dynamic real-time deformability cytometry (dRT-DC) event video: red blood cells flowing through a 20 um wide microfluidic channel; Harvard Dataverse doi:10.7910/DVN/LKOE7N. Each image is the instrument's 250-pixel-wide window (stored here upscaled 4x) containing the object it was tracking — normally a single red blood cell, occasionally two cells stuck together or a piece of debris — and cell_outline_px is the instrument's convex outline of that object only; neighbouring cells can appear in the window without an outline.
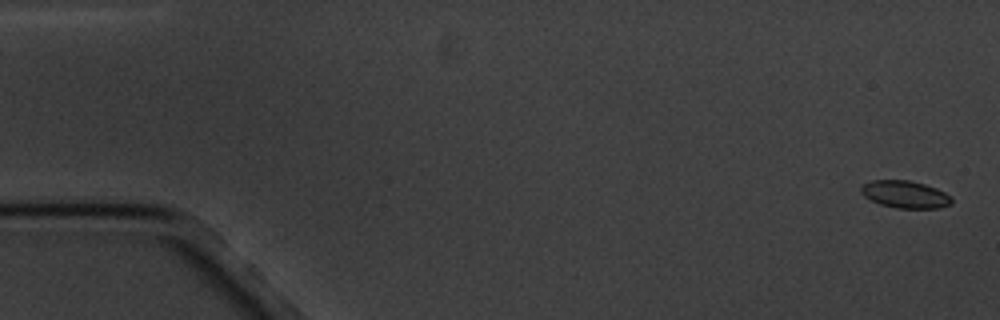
{"species": "common noctule bat (a hibernating species)", "species_latin": "Nyctalus noctula", "temperature_condition": "cold", "stored_images_in_passage": 5, "camera_frame_rate_fps": 3000, "um_per_image_px": 0.085, "animal": {"sex": "male", "body_mass_g": 20.1, "forearm_length_mm": 53.5}, "frame": {"image": 1, "passage_image": 1, "time_ms": 0.0, "image_size_px": [1000, 320], "cell_outline_px": [[952, 204], [940, 208], [896, 208], [880, 204], [864, 196], [860, 192], [860, 188], [864, 184], [872, 180], [908, 180], [924, 184], [936, 188], [952, 196]], "centroid_in_image_um": [76.95, 16.52], "position_along_channel_um": 8.0, "area_um2": 14.45}}